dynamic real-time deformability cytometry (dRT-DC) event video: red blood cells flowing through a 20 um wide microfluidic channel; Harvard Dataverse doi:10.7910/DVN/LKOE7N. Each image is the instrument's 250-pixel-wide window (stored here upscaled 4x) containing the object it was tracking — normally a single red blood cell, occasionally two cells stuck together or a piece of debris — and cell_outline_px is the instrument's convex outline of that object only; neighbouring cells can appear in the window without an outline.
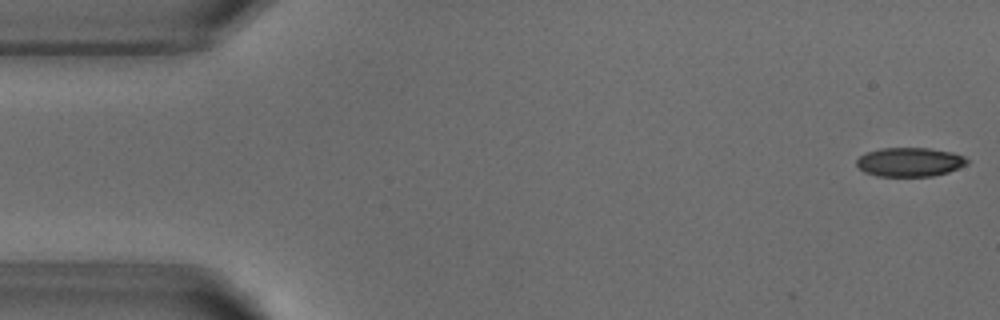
{"species": "common noctule bat (a hibernating species)", "species_latin": "Nyctalus noctula", "temperature_condition": "warm", "stored_images_in_passage": 52, "camera_frame_rate_fps": 3000, "um_per_image_px": 0.085, "animal": {"sex": "male", "body_mass_g": 18.8}, "frame": {"image": 1, "passage_image": 1, "time_ms": 0.0, "image_size_px": [1000, 320], "cell_outline_px": [[968, 164], [948, 172], [932, 176], [876, 176], [864, 172], [856, 164], [856, 160], [860, 156], [868, 152], [880, 148], [928, 148], [952, 152], [964, 156], [968, 160]], "centroid_in_image_um": [77.33, 13.77], "position_along_channel_um": 7.7, "area_um2": 18.67}}
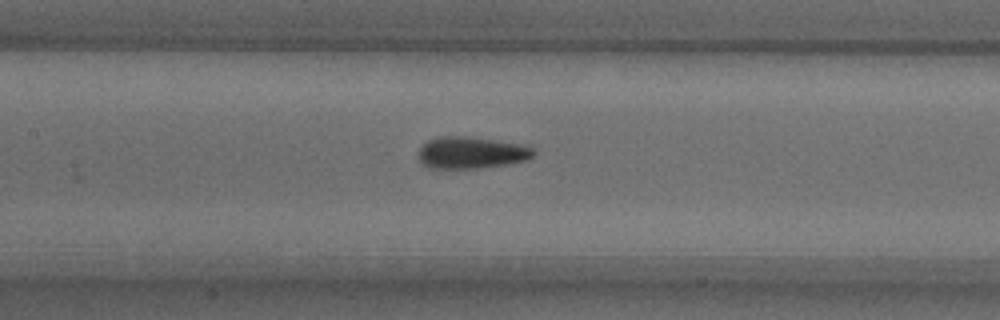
{"frame": {"image": 2, "passage_image": 23, "time_ms": 7.333, "image_size_px": [1000, 320], "cell_outline_px": [[536, 152], [528, 160], [508, 164], [480, 168], [428, 168], [420, 160], [420, 148], [428, 140], [440, 136], [464, 136], [524, 144], [532, 148]], "centroid_in_image_um": [40.1, 12.98], "position_along_channel_um": 167.3, "area_um2": 21.27}}
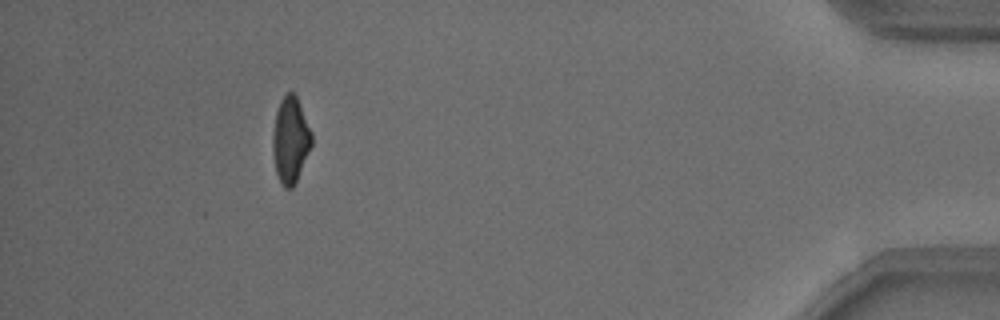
{"frame": {"image": 3, "passage_image": 47, "time_ms": 15.333, "image_size_px": [1000, 320], "cell_outline_px": [[312, 144], [296, 180], [292, 188], [284, 188], [276, 172], [272, 152], [272, 136], [276, 112], [280, 100], [288, 92], [292, 92], [296, 96], [312, 132]], "centroid_in_image_um": [24.67, 11.89], "position_along_channel_um": 410.5, "area_um2": 19.25}, "authors_computed_cell_mechanics": {"area_um2": 20.2878, "velocity_mm_per_s": 3.835, "shape_relaxation_time_tau1_ms": 4.9591, "shape_relaxation_time_tau2_ms": 2.1214, "deformation_change_tau1": 0.1432, "deformation_change_tau2": 0.0759}}